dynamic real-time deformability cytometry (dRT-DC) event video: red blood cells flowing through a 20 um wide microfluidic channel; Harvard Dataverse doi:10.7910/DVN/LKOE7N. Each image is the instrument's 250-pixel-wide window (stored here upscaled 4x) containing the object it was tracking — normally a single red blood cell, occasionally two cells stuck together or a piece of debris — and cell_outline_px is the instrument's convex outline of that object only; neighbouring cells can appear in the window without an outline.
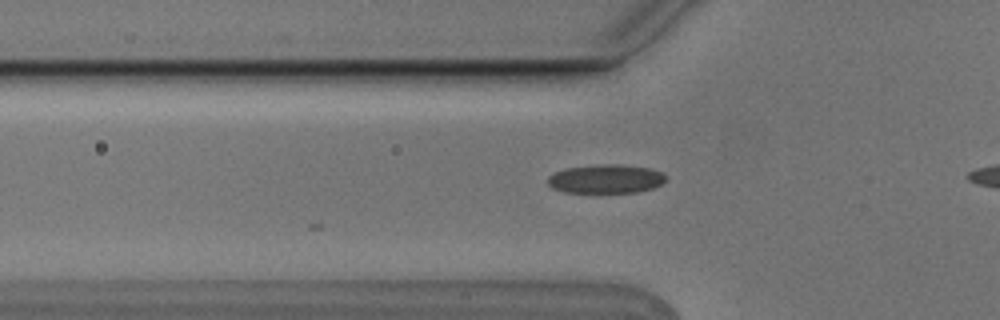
{"species": "Egyptian fruit bat (a non-hibernating species)", "species_latin": "Rousettus aegyptiacus", "temperature_condition": "cold", "stored_images_in_passage": 3, "camera_frame_rate_fps": 3000, "um_per_image_px": 0.085, "animal": {"sex": "male"}, "frame": {"image": 1, "passage_image": 2, "time_ms": 0.333, "image_size_px": [1000, 320], "cell_outline_px": [[668, 180], [652, 188], [636, 192], [564, 192], [552, 188], [548, 184], [548, 176], [552, 172], [564, 168], [600, 164], [620, 164], [648, 168], [664, 172], [668, 176]], "centroid_in_image_um": [51.5, 15.19], "position_along_channel_um": 74.3, "area_um2": 20.06}}